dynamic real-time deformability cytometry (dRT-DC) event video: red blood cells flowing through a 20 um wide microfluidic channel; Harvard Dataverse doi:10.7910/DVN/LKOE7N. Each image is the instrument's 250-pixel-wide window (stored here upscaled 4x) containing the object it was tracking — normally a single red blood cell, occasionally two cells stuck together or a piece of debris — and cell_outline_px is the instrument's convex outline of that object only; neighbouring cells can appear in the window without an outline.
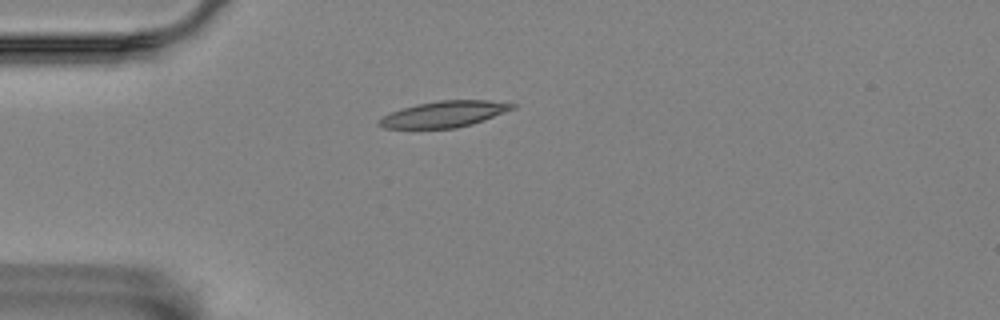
{"species": "Egyptian fruit bat (a non-hibernating species)", "species_latin": "Rousettus aegyptiacus", "temperature_condition": "room temperature", "stored_images_in_passage": 6, "camera_frame_rate_fps": 3000, "um_per_image_px": 0.085, "animal": {"sex": "female"}, "frame": {"image": 1, "passage_image": 4, "time_ms": 1.0, "image_size_px": [1000, 320], "cell_outline_px": [[516, 108], [484, 120], [472, 124], [456, 128], [384, 128], [376, 124], [384, 116], [400, 108], [416, 104], [440, 100], [488, 100], [516, 104]], "centroid_in_image_um": [37.77, 9.69], "position_along_channel_um": 47.2, "area_um2": 20.23}}
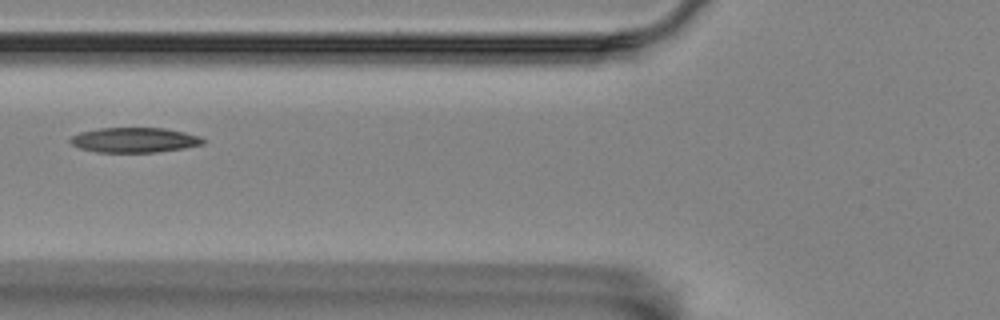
{"frame": {"image": 2, "passage_image": 6, "time_ms": 1.667, "image_size_px": [1000, 320], "cell_outline_px": [[204, 144], [184, 148], [156, 152], [96, 152], [80, 148], [72, 144], [68, 140], [72, 136], [80, 132], [100, 128], [164, 128], [184, 132], [200, 136], [204, 140]], "centroid_in_image_um": [11.42, 11.9], "position_along_channel_um": 114.4, "area_um2": 19.25}}